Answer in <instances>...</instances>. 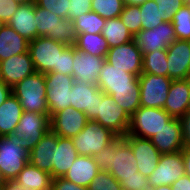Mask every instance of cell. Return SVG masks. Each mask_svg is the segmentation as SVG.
<instances>
[{
  "label": "cell",
  "mask_w": 190,
  "mask_h": 190,
  "mask_svg": "<svg viewBox=\"0 0 190 190\" xmlns=\"http://www.w3.org/2000/svg\"><path fill=\"white\" fill-rule=\"evenodd\" d=\"M118 137L113 131L103 127L97 121L88 120L84 129L71 139L78 155L95 157Z\"/></svg>",
  "instance_id": "obj_4"
},
{
  "label": "cell",
  "mask_w": 190,
  "mask_h": 190,
  "mask_svg": "<svg viewBox=\"0 0 190 190\" xmlns=\"http://www.w3.org/2000/svg\"><path fill=\"white\" fill-rule=\"evenodd\" d=\"M172 190H190V179L187 175L182 176L171 185Z\"/></svg>",
  "instance_id": "obj_49"
},
{
  "label": "cell",
  "mask_w": 190,
  "mask_h": 190,
  "mask_svg": "<svg viewBox=\"0 0 190 190\" xmlns=\"http://www.w3.org/2000/svg\"><path fill=\"white\" fill-rule=\"evenodd\" d=\"M180 119L184 147H190V110H188Z\"/></svg>",
  "instance_id": "obj_48"
},
{
  "label": "cell",
  "mask_w": 190,
  "mask_h": 190,
  "mask_svg": "<svg viewBox=\"0 0 190 190\" xmlns=\"http://www.w3.org/2000/svg\"><path fill=\"white\" fill-rule=\"evenodd\" d=\"M74 45L67 46L59 55L58 70L53 72L73 76Z\"/></svg>",
  "instance_id": "obj_42"
},
{
  "label": "cell",
  "mask_w": 190,
  "mask_h": 190,
  "mask_svg": "<svg viewBox=\"0 0 190 190\" xmlns=\"http://www.w3.org/2000/svg\"><path fill=\"white\" fill-rule=\"evenodd\" d=\"M93 156H78L63 178L78 185L88 187L99 172Z\"/></svg>",
  "instance_id": "obj_27"
},
{
  "label": "cell",
  "mask_w": 190,
  "mask_h": 190,
  "mask_svg": "<svg viewBox=\"0 0 190 190\" xmlns=\"http://www.w3.org/2000/svg\"><path fill=\"white\" fill-rule=\"evenodd\" d=\"M73 59L74 81L97 85L98 76L105 62V58L92 56L77 49L74 45Z\"/></svg>",
  "instance_id": "obj_21"
},
{
  "label": "cell",
  "mask_w": 190,
  "mask_h": 190,
  "mask_svg": "<svg viewBox=\"0 0 190 190\" xmlns=\"http://www.w3.org/2000/svg\"><path fill=\"white\" fill-rule=\"evenodd\" d=\"M35 5L52 12L62 19L68 18L70 0H35Z\"/></svg>",
  "instance_id": "obj_41"
},
{
  "label": "cell",
  "mask_w": 190,
  "mask_h": 190,
  "mask_svg": "<svg viewBox=\"0 0 190 190\" xmlns=\"http://www.w3.org/2000/svg\"><path fill=\"white\" fill-rule=\"evenodd\" d=\"M141 12V30H150L158 27L163 22H171L169 16L163 15L154 0H148L139 5Z\"/></svg>",
  "instance_id": "obj_34"
},
{
  "label": "cell",
  "mask_w": 190,
  "mask_h": 190,
  "mask_svg": "<svg viewBox=\"0 0 190 190\" xmlns=\"http://www.w3.org/2000/svg\"><path fill=\"white\" fill-rule=\"evenodd\" d=\"M87 122L85 113L70 106L50 117V129L59 137L72 138L84 129Z\"/></svg>",
  "instance_id": "obj_17"
},
{
  "label": "cell",
  "mask_w": 190,
  "mask_h": 190,
  "mask_svg": "<svg viewBox=\"0 0 190 190\" xmlns=\"http://www.w3.org/2000/svg\"><path fill=\"white\" fill-rule=\"evenodd\" d=\"M185 175V166L182 151L162 154L157 168L148 177L150 188L171 186Z\"/></svg>",
  "instance_id": "obj_12"
},
{
  "label": "cell",
  "mask_w": 190,
  "mask_h": 190,
  "mask_svg": "<svg viewBox=\"0 0 190 190\" xmlns=\"http://www.w3.org/2000/svg\"><path fill=\"white\" fill-rule=\"evenodd\" d=\"M23 111L20 101L11 93L0 106V137L12 136Z\"/></svg>",
  "instance_id": "obj_28"
},
{
  "label": "cell",
  "mask_w": 190,
  "mask_h": 190,
  "mask_svg": "<svg viewBox=\"0 0 190 190\" xmlns=\"http://www.w3.org/2000/svg\"><path fill=\"white\" fill-rule=\"evenodd\" d=\"M70 94V104L74 109L85 113L88 120H94L97 117L99 100L97 85L74 81Z\"/></svg>",
  "instance_id": "obj_20"
},
{
  "label": "cell",
  "mask_w": 190,
  "mask_h": 190,
  "mask_svg": "<svg viewBox=\"0 0 190 190\" xmlns=\"http://www.w3.org/2000/svg\"><path fill=\"white\" fill-rule=\"evenodd\" d=\"M19 4L14 0H0V20L7 24L16 13Z\"/></svg>",
  "instance_id": "obj_46"
},
{
  "label": "cell",
  "mask_w": 190,
  "mask_h": 190,
  "mask_svg": "<svg viewBox=\"0 0 190 190\" xmlns=\"http://www.w3.org/2000/svg\"><path fill=\"white\" fill-rule=\"evenodd\" d=\"M141 12L139 5H124L123 11L119 18L126 26L129 32L135 36L141 31Z\"/></svg>",
  "instance_id": "obj_39"
},
{
  "label": "cell",
  "mask_w": 190,
  "mask_h": 190,
  "mask_svg": "<svg viewBox=\"0 0 190 190\" xmlns=\"http://www.w3.org/2000/svg\"><path fill=\"white\" fill-rule=\"evenodd\" d=\"M5 24L0 20V30Z\"/></svg>",
  "instance_id": "obj_57"
},
{
  "label": "cell",
  "mask_w": 190,
  "mask_h": 190,
  "mask_svg": "<svg viewBox=\"0 0 190 190\" xmlns=\"http://www.w3.org/2000/svg\"><path fill=\"white\" fill-rule=\"evenodd\" d=\"M142 55V73L168 77L167 49H158Z\"/></svg>",
  "instance_id": "obj_33"
},
{
  "label": "cell",
  "mask_w": 190,
  "mask_h": 190,
  "mask_svg": "<svg viewBox=\"0 0 190 190\" xmlns=\"http://www.w3.org/2000/svg\"><path fill=\"white\" fill-rule=\"evenodd\" d=\"M87 188L88 190H122L120 182L109 172L103 170L98 172Z\"/></svg>",
  "instance_id": "obj_40"
},
{
  "label": "cell",
  "mask_w": 190,
  "mask_h": 190,
  "mask_svg": "<svg viewBox=\"0 0 190 190\" xmlns=\"http://www.w3.org/2000/svg\"><path fill=\"white\" fill-rule=\"evenodd\" d=\"M149 190H172L171 186L152 187Z\"/></svg>",
  "instance_id": "obj_54"
},
{
  "label": "cell",
  "mask_w": 190,
  "mask_h": 190,
  "mask_svg": "<svg viewBox=\"0 0 190 190\" xmlns=\"http://www.w3.org/2000/svg\"><path fill=\"white\" fill-rule=\"evenodd\" d=\"M29 41L8 24L0 30V62L11 56L28 52Z\"/></svg>",
  "instance_id": "obj_29"
},
{
  "label": "cell",
  "mask_w": 190,
  "mask_h": 190,
  "mask_svg": "<svg viewBox=\"0 0 190 190\" xmlns=\"http://www.w3.org/2000/svg\"><path fill=\"white\" fill-rule=\"evenodd\" d=\"M142 57V51L138 48L136 42L132 40L110 48L105 61L113 67L123 69V71L139 77L142 74Z\"/></svg>",
  "instance_id": "obj_13"
},
{
  "label": "cell",
  "mask_w": 190,
  "mask_h": 190,
  "mask_svg": "<svg viewBox=\"0 0 190 190\" xmlns=\"http://www.w3.org/2000/svg\"><path fill=\"white\" fill-rule=\"evenodd\" d=\"M122 190H149V179L140 172L134 173V176L120 181Z\"/></svg>",
  "instance_id": "obj_43"
},
{
  "label": "cell",
  "mask_w": 190,
  "mask_h": 190,
  "mask_svg": "<svg viewBox=\"0 0 190 190\" xmlns=\"http://www.w3.org/2000/svg\"><path fill=\"white\" fill-rule=\"evenodd\" d=\"M109 95L129 116L141 106L140 89L115 90V93Z\"/></svg>",
  "instance_id": "obj_36"
},
{
  "label": "cell",
  "mask_w": 190,
  "mask_h": 190,
  "mask_svg": "<svg viewBox=\"0 0 190 190\" xmlns=\"http://www.w3.org/2000/svg\"><path fill=\"white\" fill-rule=\"evenodd\" d=\"M24 111L49 114L45 74L34 72L12 87Z\"/></svg>",
  "instance_id": "obj_2"
},
{
  "label": "cell",
  "mask_w": 190,
  "mask_h": 190,
  "mask_svg": "<svg viewBox=\"0 0 190 190\" xmlns=\"http://www.w3.org/2000/svg\"><path fill=\"white\" fill-rule=\"evenodd\" d=\"M110 48L120 46L134 40V36L129 32L121 19H106L102 33Z\"/></svg>",
  "instance_id": "obj_31"
},
{
  "label": "cell",
  "mask_w": 190,
  "mask_h": 190,
  "mask_svg": "<svg viewBox=\"0 0 190 190\" xmlns=\"http://www.w3.org/2000/svg\"><path fill=\"white\" fill-rule=\"evenodd\" d=\"M37 37L45 36L66 46L75 45L77 32L70 18H60L52 12L35 5Z\"/></svg>",
  "instance_id": "obj_3"
},
{
  "label": "cell",
  "mask_w": 190,
  "mask_h": 190,
  "mask_svg": "<svg viewBox=\"0 0 190 190\" xmlns=\"http://www.w3.org/2000/svg\"><path fill=\"white\" fill-rule=\"evenodd\" d=\"M123 138L130 144L137 161L138 172L149 177L157 168L161 153L148 138L125 135Z\"/></svg>",
  "instance_id": "obj_15"
},
{
  "label": "cell",
  "mask_w": 190,
  "mask_h": 190,
  "mask_svg": "<svg viewBox=\"0 0 190 190\" xmlns=\"http://www.w3.org/2000/svg\"><path fill=\"white\" fill-rule=\"evenodd\" d=\"M11 93H12V88L9 87L0 79V106L2 105L3 102L6 101V99L11 95Z\"/></svg>",
  "instance_id": "obj_50"
},
{
  "label": "cell",
  "mask_w": 190,
  "mask_h": 190,
  "mask_svg": "<svg viewBox=\"0 0 190 190\" xmlns=\"http://www.w3.org/2000/svg\"><path fill=\"white\" fill-rule=\"evenodd\" d=\"M1 190H23L22 186L19 185L17 182L13 181H6L4 185L1 187Z\"/></svg>",
  "instance_id": "obj_52"
},
{
  "label": "cell",
  "mask_w": 190,
  "mask_h": 190,
  "mask_svg": "<svg viewBox=\"0 0 190 190\" xmlns=\"http://www.w3.org/2000/svg\"><path fill=\"white\" fill-rule=\"evenodd\" d=\"M94 158L99 170L109 172L118 182L138 172L132 148L123 137H118Z\"/></svg>",
  "instance_id": "obj_1"
},
{
  "label": "cell",
  "mask_w": 190,
  "mask_h": 190,
  "mask_svg": "<svg viewBox=\"0 0 190 190\" xmlns=\"http://www.w3.org/2000/svg\"><path fill=\"white\" fill-rule=\"evenodd\" d=\"M172 117L160 108L140 106L131 116L126 135L151 139Z\"/></svg>",
  "instance_id": "obj_5"
},
{
  "label": "cell",
  "mask_w": 190,
  "mask_h": 190,
  "mask_svg": "<svg viewBox=\"0 0 190 190\" xmlns=\"http://www.w3.org/2000/svg\"><path fill=\"white\" fill-rule=\"evenodd\" d=\"M157 3L158 9L161 10L163 15L169 16L172 20L174 14L182 6L186 4V0H154Z\"/></svg>",
  "instance_id": "obj_45"
},
{
  "label": "cell",
  "mask_w": 190,
  "mask_h": 190,
  "mask_svg": "<svg viewBox=\"0 0 190 190\" xmlns=\"http://www.w3.org/2000/svg\"><path fill=\"white\" fill-rule=\"evenodd\" d=\"M97 86L105 94L115 93V90L140 89L139 78L123 69L113 67L104 62L98 76Z\"/></svg>",
  "instance_id": "obj_16"
},
{
  "label": "cell",
  "mask_w": 190,
  "mask_h": 190,
  "mask_svg": "<svg viewBox=\"0 0 190 190\" xmlns=\"http://www.w3.org/2000/svg\"><path fill=\"white\" fill-rule=\"evenodd\" d=\"M91 0H70L68 18L72 21L91 11Z\"/></svg>",
  "instance_id": "obj_44"
},
{
  "label": "cell",
  "mask_w": 190,
  "mask_h": 190,
  "mask_svg": "<svg viewBox=\"0 0 190 190\" xmlns=\"http://www.w3.org/2000/svg\"><path fill=\"white\" fill-rule=\"evenodd\" d=\"M29 162V151L13 136L0 137V171L5 181H13Z\"/></svg>",
  "instance_id": "obj_6"
},
{
  "label": "cell",
  "mask_w": 190,
  "mask_h": 190,
  "mask_svg": "<svg viewBox=\"0 0 190 190\" xmlns=\"http://www.w3.org/2000/svg\"><path fill=\"white\" fill-rule=\"evenodd\" d=\"M91 11L104 19L118 18L123 11V0H91Z\"/></svg>",
  "instance_id": "obj_37"
},
{
  "label": "cell",
  "mask_w": 190,
  "mask_h": 190,
  "mask_svg": "<svg viewBox=\"0 0 190 190\" xmlns=\"http://www.w3.org/2000/svg\"><path fill=\"white\" fill-rule=\"evenodd\" d=\"M186 4L190 7V0H186Z\"/></svg>",
  "instance_id": "obj_58"
},
{
  "label": "cell",
  "mask_w": 190,
  "mask_h": 190,
  "mask_svg": "<svg viewBox=\"0 0 190 190\" xmlns=\"http://www.w3.org/2000/svg\"><path fill=\"white\" fill-rule=\"evenodd\" d=\"M119 137L127 134L130 116L119 107L112 97L99 89L97 117L94 119Z\"/></svg>",
  "instance_id": "obj_9"
},
{
  "label": "cell",
  "mask_w": 190,
  "mask_h": 190,
  "mask_svg": "<svg viewBox=\"0 0 190 190\" xmlns=\"http://www.w3.org/2000/svg\"><path fill=\"white\" fill-rule=\"evenodd\" d=\"M184 166H185V175L190 179V147H184L182 150Z\"/></svg>",
  "instance_id": "obj_51"
},
{
  "label": "cell",
  "mask_w": 190,
  "mask_h": 190,
  "mask_svg": "<svg viewBox=\"0 0 190 190\" xmlns=\"http://www.w3.org/2000/svg\"><path fill=\"white\" fill-rule=\"evenodd\" d=\"M75 47L81 51L91 54L92 56H99L102 58H106V55L110 49L106 39L101 33L77 34Z\"/></svg>",
  "instance_id": "obj_32"
},
{
  "label": "cell",
  "mask_w": 190,
  "mask_h": 190,
  "mask_svg": "<svg viewBox=\"0 0 190 190\" xmlns=\"http://www.w3.org/2000/svg\"><path fill=\"white\" fill-rule=\"evenodd\" d=\"M190 82L188 79L173 80L163 109L172 117L180 119L189 110Z\"/></svg>",
  "instance_id": "obj_23"
},
{
  "label": "cell",
  "mask_w": 190,
  "mask_h": 190,
  "mask_svg": "<svg viewBox=\"0 0 190 190\" xmlns=\"http://www.w3.org/2000/svg\"><path fill=\"white\" fill-rule=\"evenodd\" d=\"M168 77L188 79L190 74V41L176 39L167 47Z\"/></svg>",
  "instance_id": "obj_18"
},
{
  "label": "cell",
  "mask_w": 190,
  "mask_h": 190,
  "mask_svg": "<svg viewBox=\"0 0 190 190\" xmlns=\"http://www.w3.org/2000/svg\"><path fill=\"white\" fill-rule=\"evenodd\" d=\"M58 135L51 129L43 138L29 151V162L36 168L49 173L52 177V154L57 148Z\"/></svg>",
  "instance_id": "obj_24"
},
{
  "label": "cell",
  "mask_w": 190,
  "mask_h": 190,
  "mask_svg": "<svg viewBox=\"0 0 190 190\" xmlns=\"http://www.w3.org/2000/svg\"><path fill=\"white\" fill-rule=\"evenodd\" d=\"M47 87L46 102L50 117L59 110L70 107L71 88L74 83L73 76L62 73H45Z\"/></svg>",
  "instance_id": "obj_10"
},
{
  "label": "cell",
  "mask_w": 190,
  "mask_h": 190,
  "mask_svg": "<svg viewBox=\"0 0 190 190\" xmlns=\"http://www.w3.org/2000/svg\"><path fill=\"white\" fill-rule=\"evenodd\" d=\"M71 138L59 137L57 139V148L52 154V179L64 177L78 157Z\"/></svg>",
  "instance_id": "obj_25"
},
{
  "label": "cell",
  "mask_w": 190,
  "mask_h": 190,
  "mask_svg": "<svg viewBox=\"0 0 190 190\" xmlns=\"http://www.w3.org/2000/svg\"><path fill=\"white\" fill-rule=\"evenodd\" d=\"M176 39L172 22H163L153 29L141 30L134 36V41L142 54L158 49H167Z\"/></svg>",
  "instance_id": "obj_14"
},
{
  "label": "cell",
  "mask_w": 190,
  "mask_h": 190,
  "mask_svg": "<svg viewBox=\"0 0 190 190\" xmlns=\"http://www.w3.org/2000/svg\"><path fill=\"white\" fill-rule=\"evenodd\" d=\"M148 0H123L124 5H141Z\"/></svg>",
  "instance_id": "obj_53"
},
{
  "label": "cell",
  "mask_w": 190,
  "mask_h": 190,
  "mask_svg": "<svg viewBox=\"0 0 190 190\" xmlns=\"http://www.w3.org/2000/svg\"><path fill=\"white\" fill-rule=\"evenodd\" d=\"M138 78L141 106L163 109L173 80L167 76H157L151 73H142Z\"/></svg>",
  "instance_id": "obj_11"
},
{
  "label": "cell",
  "mask_w": 190,
  "mask_h": 190,
  "mask_svg": "<svg viewBox=\"0 0 190 190\" xmlns=\"http://www.w3.org/2000/svg\"><path fill=\"white\" fill-rule=\"evenodd\" d=\"M7 24L29 42L37 38L35 2L19 5Z\"/></svg>",
  "instance_id": "obj_26"
},
{
  "label": "cell",
  "mask_w": 190,
  "mask_h": 190,
  "mask_svg": "<svg viewBox=\"0 0 190 190\" xmlns=\"http://www.w3.org/2000/svg\"><path fill=\"white\" fill-rule=\"evenodd\" d=\"M67 46L45 36L29 42L28 52L36 72L47 73L58 70L59 55Z\"/></svg>",
  "instance_id": "obj_7"
},
{
  "label": "cell",
  "mask_w": 190,
  "mask_h": 190,
  "mask_svg": "<svg viewBox=\"0 0 190 190\" xmlns=\"http://www.w3.org/2000/svg\"><path fill=\"white\" fill-rule=\"evenodd\" d=\"M14 1H16L19 5L28 4L30 2H35V0H14Z\"/></svg>",
  "instance_id": "obj_55"
},
{
  "label": "cell",
  "mask_w": 190,
  "mask_h": 190,
  "mask_svg": "<svg viewBox=\"0 0 190 190\" xmlns=\"http://www.w3.org/2000/svg\"><path fill=\"white\" fill-rule=\"evenodd\" d=\"M51 190H88V188L78 186L63 177H57L52 179Z\"/></svg>",
  "instance_id": "obj_47"
},
{
  "label": "cell",
  "mask_w": 190,
  "mask_h": 190,
  "mask_svg": "<svg viewBox=\"0 0 190 190\" xmlns=\"http://www.w3.org/2000/svg\"><path fill=\"white\" fill-rule=\"evenodd\" d=\"M49 129V114L23 111L12 136L24 144L28 151H31Z\"/></svg>",
  "instance_id": "obj_8"
},
{
  "label": "cell",
  "mask_w": 190,
  "mask_h": 190,
  "mask_svg": "<svg viewBox=\"0 0 190 190\" xmlns=\"http://www.w3.org/2000/svg\"><path fill=\"white\" fill-rule=\"evenodd\" d=\"M77 34H98L102 33L106 19L98 15L96 12L90 11L86 14L78 16L73 20Z\"/></svg>",
  "instance_id": "obj_35"
},
{
  "label": "cell",
  "mask_w": 190,
  "mask_h": 190,
  "mask_svg": "<svg viewBox=\"0 0 190 190\" xmlns=\"http://www.w3.org/2000/svg\"><path fill=\"white\" fill-rule=\"evenodd\" d=\"M5 182H6V181H5L3 175H2V173H1V171H0V187H2Z\"/></svg>",
  "instance_id": "obj_56"
},
{
  "label": "cell",
  "mask_w": 190,
  "mask_h": 190,
  "mask_svg": "<svg viewBox=\"0 0 190 190\" xmlns=\"http://www.w3.org/2000/svg\"><path fill=\"white\" fill-rule=\"evenodd\" d=\"M161 154L176 153L184 148L181 119L172 118L151 139Z\"/></svg>",
  "instance_id": "obj_22"
},
{
  "label": "cell",
  "mask_w": 190,
  "mask_h": 190,
  "mask_svg": "<svg viewBox=\"0 0 190 190\" xmlns=\"http://www.w3.org/2000/svg\"><path fill=\"white\" fill-rule=\"evenodd\" d=\"M23 190H51L52 177L28 162L14 180Z\"/></svg>",
  "instance_id": "obj_30"
},
{
  "label": "cell",
  "mask_w": 190,
  "mask_h": 190,
  "mask_svg": "<svg viewBox=\"0 0 190 190\" xmlns=\"http://www.w3.org/2000/svg\"><path fill=\"white\" fill-rule=\"evenodd\" d=\"M34 72L36 71L29 52L0 62V79L11 88Z\"/></svg>",
  "instance_id": "obj_19"
},
{
  "label": "cell",
  "mask_w": 190,
  "mask_h": 190,
  "mask_svg": "<svg viewBox=\"0 0 190 190\" xmlns=\"http://www.w3.org/2000/svg\"><path fill=\"white\" fill-rule=\"evenodd\" d=\"M171 22L176 38L190 41V7L187 4L176 11Z\"/></svg>",
  "instance_id": "obj_38"
}]
</instances>
